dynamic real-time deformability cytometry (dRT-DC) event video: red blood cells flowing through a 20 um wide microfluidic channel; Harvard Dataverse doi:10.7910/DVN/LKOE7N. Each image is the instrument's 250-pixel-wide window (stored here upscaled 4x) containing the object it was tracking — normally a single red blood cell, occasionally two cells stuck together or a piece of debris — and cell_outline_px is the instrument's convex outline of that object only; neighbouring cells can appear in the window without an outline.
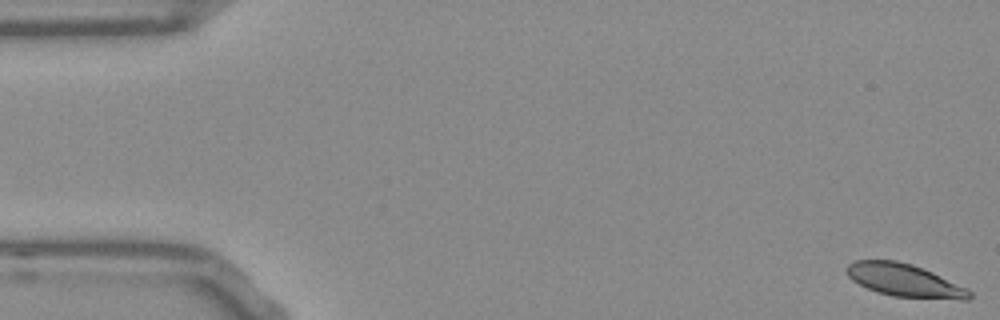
{"species": "Egyptian fruit bat (a non-hibernating species)", "species_latin": "Rousettus aegyptiacus", "temperature_condition": "room temperature", "stored_images_in_passage": 54, "camera_frame_rate_fps": 3000, "um_per_image_px": 0.085, "frame": {"image": 1, "passage_image": 1, "time_ms": 0.0, "image_size_px": [1000, 320], "cell_outline_px": [[972, 296], [968, 300], [960, 300], [892, 296], [868, 288], [852, 280], [848, 276], [848, 264], [856, 260], [896, 260], [912, 264], [932, 272], [972, 292]], "centroid_in_image_um": [76.88, 23.83], "position_along_channel_um": 8.1, "area_um2": 23.06}}
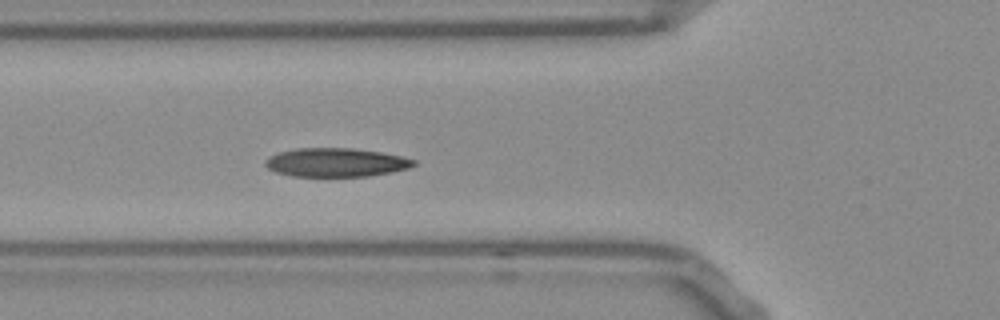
{"frame": {"image": 2, "passage_image": 19, "time_ms": 6.0, "image_size_px": [1000, 320], "cell_outline_px": [[416, 164], [408, 168], [392, 172], [368, 176], [292, 176], [276, 172], [268, 168], [264, 164], [264, 160], [268, 156], [280, 152], [296, 148], [352, 148], [380, 152], [400, 156], [416, 160]], "centroid_in_image_um": [28.53, 13.8], "position_along_channel_um": 97.3, "area_um2": 24.8}}
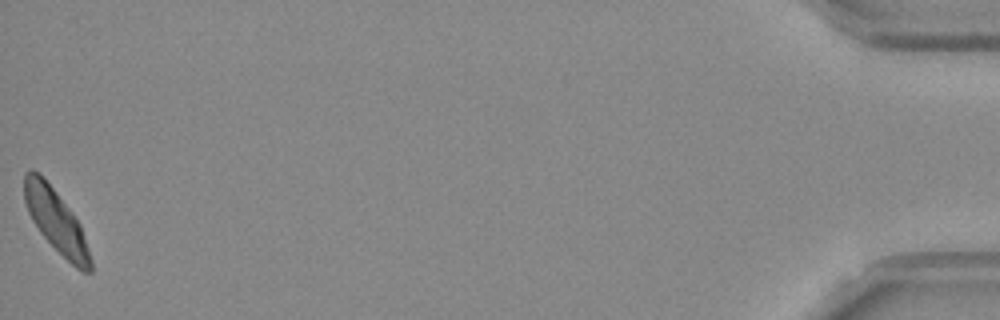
{"frame": {"image": 3, "passage_image": 54, "time_ms": 17.667, "image_size_px": [1000, 320], "cell_outline_px": [[92, 272], [80, 272], [40, 232], [32, 220], [28, 212], [24, 200], [24, 172], [32, 168], [40, 172], [68, 208], [80, 224], [92, 260]], "centroid_in_image_um": [4.75, 18.75], "position_along_channel_um": 430.5, "area_um2": 23.87}, "authors_computed_cell_mechanics": {"area_um2": 24.3338, "velocity_mm_per_s": 3.7367, "shape_relaxation_time_tau1_ms": 2.9995, "shape_relaxation_time_tau2_ms": 1.1414, "deformation_change_tau1": 0.1168, "deformation_change_tau2": 0.0578}}